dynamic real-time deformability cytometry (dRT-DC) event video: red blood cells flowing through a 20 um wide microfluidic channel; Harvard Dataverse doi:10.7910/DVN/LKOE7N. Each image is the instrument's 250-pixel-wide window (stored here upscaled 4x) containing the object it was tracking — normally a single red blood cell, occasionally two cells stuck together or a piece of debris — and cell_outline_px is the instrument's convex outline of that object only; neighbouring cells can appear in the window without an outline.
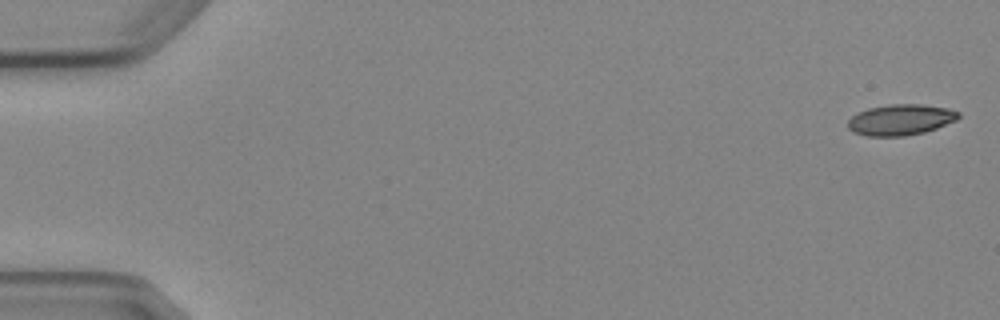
{"species": "Egyptian fruit bat (a non-hibernating species)", "species_latin": "Rousettus aegyptiacus", "temperature_condition": "cold", "stored_images_in_passage": 5, "camera_frame_rate_fps": 3000, "um_per_image_px": 0.085, "animal": {"sex": "female"}, "frame": {"image": 1, "passage_image": 1, "time_ms": 0.0, "image_size_px": [1000, 320], "cell_outline_px": [[960, 116], [956, 120], [936, 128], [924, 132], [904, 136], [868, 136], [852, 132], [848, 128], [848, 120], [852, 116], [868, 108], [892, 104], [924, 104], [948, 108], [960, 112]], "centroid_in_image_um": [76.56, 10.17], "position_along_channel_um": 8.4, "area_um2": 19.88}}
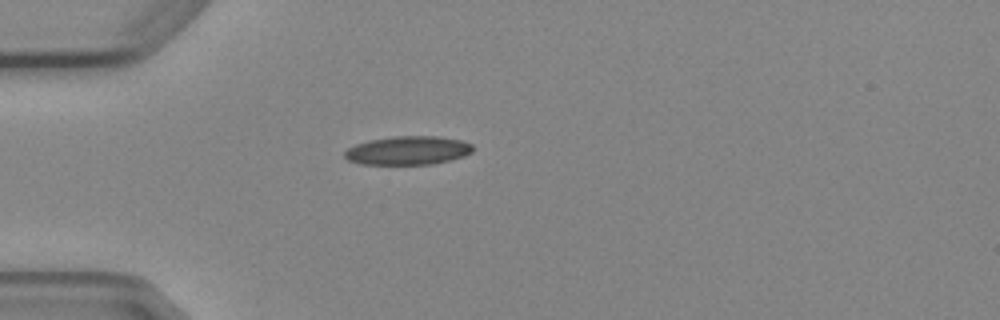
{"frame": {"image": 2, "passage_image": 5, "time_ms": 4.667, "image_size_px": [1000, 320], "cell_outline_px": [[476, 148], [472, 152], [464, 156], [432, 164], [360, 164], [348, 160], [344, 156], [344, 152], [348, 148], [356, 144], [368, 140], [392, 136], [436, 136], [460, 140], [472, 144]], "centroid_in_image_um": [34.67, 12.78], "position_along_channel_um": 50.3, "area_um2": 21.44}}